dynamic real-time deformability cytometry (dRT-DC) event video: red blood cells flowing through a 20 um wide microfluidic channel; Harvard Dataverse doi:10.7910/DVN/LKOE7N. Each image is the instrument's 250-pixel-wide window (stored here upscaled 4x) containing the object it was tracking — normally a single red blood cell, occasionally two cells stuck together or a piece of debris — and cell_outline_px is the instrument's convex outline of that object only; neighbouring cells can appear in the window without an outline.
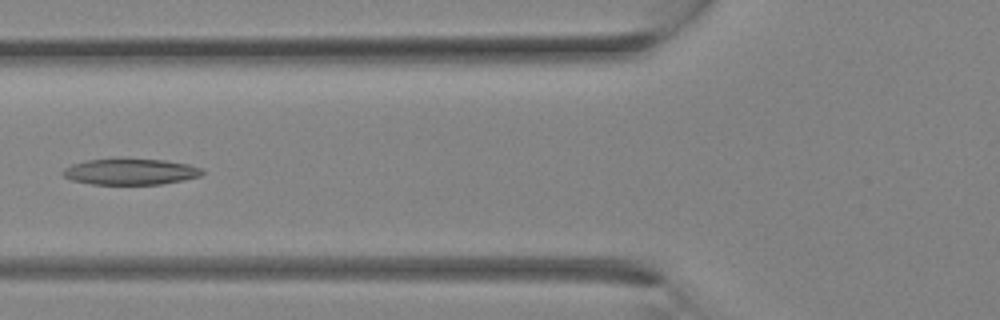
{"species": "Egyptian fruit bat (a non-hibernating species)", "species_latin": "Rousettus aegyptiacus", "temperature_condition": "room temperature", "stored_images_in_passage": 13, "camera_frame_rate_fps": 3000, "um_per_image_px": 0.085, "animal": {"sex": "female"}, "frame": {"image": 1, "passage_image": 6, "time_ms": 1.667, "image_size_px": [1000, 320], "cell_outline_px": [[204, 172], [200, 176], [184, 180], [160, 184], [92, 184], [72, 180], [64, 176], [60, 172], [64, 168], [72, 164], [84, 160], [124, 156], [164, 160], [188, 164], [200, 168]], "centroid_in_image_um": [11.04, 14.55], "position_along_channel_um": 114.8, "area_um2": 21.91}}
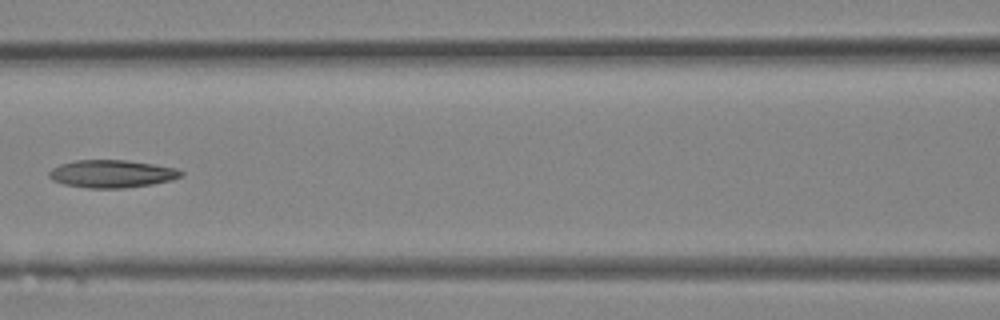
{"frame": {"image": 2, "passage_image": 8, "time_ms": 2.333, "image_size_px": [1000, 320], "cell_outline_px": [[184, 176], [172, 180], [152, 184], [124, 188], [88, 188], [64, 184], [52, 180], [48, 176], [48, 172], [52, 168], [60, 164], [76, 160], [124, 160], [152, 164], [176, 168], [184, 172]], "centroid_in_image_um": [9.51, 14.77], "position_along_channel_um": 157.1, "area_um2": 21.33}}
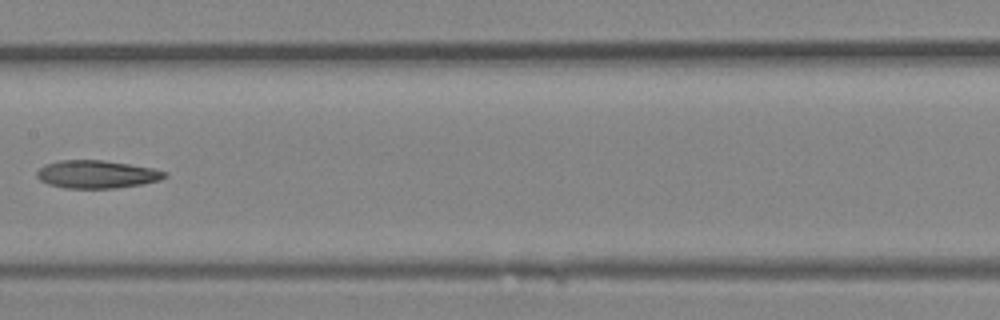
{"frame": {"image": 3, "passage_image": 10, "time_ms": 3.0, "image_size_px": [1000, 320], "cell_outline_px": [[168, 176], [160, 180], [144, 184], [116, 188], [64, 188], [48, 184], [40, 180], [36, 176], [36, 172], [44, 164], [60, 160], [104, 160], [152, 168], [168, 172]], "centroid_in_image_um": [8.23, 14.82], "position_along_channel_um": 199.2, "area_um2": 20.92}}